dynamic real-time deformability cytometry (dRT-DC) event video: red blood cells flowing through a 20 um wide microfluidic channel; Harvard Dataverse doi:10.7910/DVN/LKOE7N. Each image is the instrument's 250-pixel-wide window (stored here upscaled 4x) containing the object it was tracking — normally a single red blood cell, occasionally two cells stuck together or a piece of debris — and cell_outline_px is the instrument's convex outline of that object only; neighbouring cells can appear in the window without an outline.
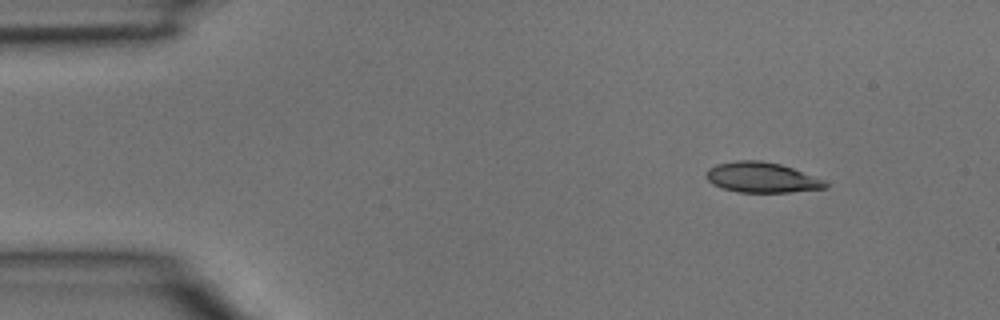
{"species": "common noctule bat (a hibernating species)", "species_latin": "Nyctalus noctula", "temperature_condition": "room temperature", "stored_images_in_passage": 2, "camera_frame_rate_fps": 3000, "um_per_image_px": 0.085, "animal": {"sex": "male", "body_mass_g": 15.6}, "frame": {"image": 1, "passage_image": 1, "time_ms": 0.0, "image_size_px": [1000, 320], "cell_outline_px": [[828, 188], [788, 192], [736, 192], [712, 184], [704, 176], [708, 168], [716, 164], [736, 160], [760, 160], [780, 164], [792, 168], [824, 180], [828, 184]], "centroid_in_image_um": [64.71, 15.08], "position_along_channel_um": 20.3, "area_um2": 21.04}}